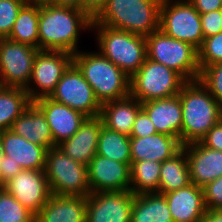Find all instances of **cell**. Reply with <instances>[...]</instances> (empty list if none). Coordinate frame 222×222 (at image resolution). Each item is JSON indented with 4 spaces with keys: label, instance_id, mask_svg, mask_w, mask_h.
Listing matches in <instances>:
<instances>
[{
    "label": "cell",
    "instance_id": "obj_1",
    "mask_svg": "<svg viewBox=\"0 0 222 222\" xmlns=\"http://www.w3.org/2000/svg\"><path fill=\"white\" fill-rule=\"evenodd\" d=\"M92 21L81 9L39 3V50L77 53L79 31L92 29Z\"/></svg>",
    "mask_w": 222,
    "mask_h": 222
},
{
    "label": "cell",
    "instance_id": "obj_2",
    "mask_svg": "<svg viewBox=\"0 0 222 222\" xmlns=\"http://www.w3.org/2000/svg\"><path fill=\"white\" fill-rule=\"evenodd\" d=\"M178 95L182 106L181 145L199 142L222 119V105L199 79L187 81Z\"/></svg>",
    "mask_w": 222,
    "mask_h": 222
},
{
    "label": "cell",
    "instance_id": "obj_3",
    "mask_svg": "<svg viewBox=\"0 0 222 222\" xmlns=\"http://www.w3.org/2000/svg\"><path fill=\"white\" fill-rule=\"evenodd\" d=\"M162 0H107L92 25L148 36L159 29Z\"/></svg>",
    "mask_w": 222,
    "mask_h": 222
},
{
    "label": "cell",
    "instance_id": "obj_4",
    "mask_svg": "<svg viewBox=\"0 0 222 222\" xmlns=\"http://www.w3.org/2000/svg\"><path fill=\"white\" fill-rule=\"evenodd\" d=\"M73 63L92 87L100 104L130 95V77L100 52H77Z\"/></svg>",
    "mask_w": 222,
    "mask_h": 222
},
{
    "label": "cell",
    "instance_id": "obj_5",
    "mask_svg": "<svg viewBox=\"0 0 222 222\" xmlns=\"http://www.w3.org/2000/svg\"><path fill=\"white\" fill-rule=\"evenodd\" d=\"M98 31L99 52L129 77L138 71L147 57L145 36L105 25H91Z\"/></svg>",
    "mask_w": 222,
    "mask_h": 222
},
{
    "label": "cell",
    "instance_id": "obj_6",
    "mask_svg": "<svg viewBox=\"0 0 222 222\" xmlns=\"http://www.w3.org/2000/svg\"><path fill=\"white\" fill-rule=\"evenodd\" d=\"M145 38L148 59L176 71L186 81L199 79L197 48L190 43L166 35L161 29L152 32Z\"/></svg>",
    "mask_w": 222,
    "mask_h": 222
},
{
    "label": "cell",
    "instance_id": "obj_7",
    "mask_svg": "<svg viewBox=\"0 0 222 222\" xmlns=\"http://www.w3.org/2000/svg\"><path fill=\"white\" fill-rule=\"evenodd\" d=\"M44 172L52 195L87 197L91 193L88 167L74 161L58 146L47 150Z\"/></svg>",
    "mask_w": 222,
    "mask_h": 222
},
{
    "label": "cell",
    "instance_id": "obj_8",
    "mask_svg": "<svg viewBox=\"0 0 222 222\" xmlns=\"http://www.w3.org/2000/svg\"><path fill=\"white\" fill-rule=\"evenodd\" d=\"M187 81L176 71L146 57L130 77V96L147 102L178 95Z\"/></svg>",
    "mask_w": 222,
    "mask_h": 222
},
{
    "label": "cell",
    "instance_id": "obj_9",
    "mask_svg": "<svg viewBox=\"0 0 222 222\" xmlns=\"http://www.w3.org/2000/svg\"><path fill=\"white\" fill-rule=\"evenodd\" d=\"M159 29L166 35L199 49L204 41L200 13L189 0H162Z\"/></svg>",
    "mask_w": 222,
    "mask_h": 222
},
{
    "label": "cell",
    "instance_id": "obj_10",
    "mask_svg": "<svg viewBox=\"0 0 222 222\" xmlns=\"http://www.w3.org/2000/svg\"><path fill=\"white\" fill-rule=\"evenodd\" d=\"M49 98L80 111L87 117L100 116L102 105L96 98L92 87L73 62L65 70Z\"/></svg>",
    "mask_w": 222,
    "mask_h": 222
},
{
    "label": "cell",
    "instance_id": "obj_11",
    "mask_svg": "<svg viewBox=\"0 0 222 222\" xmlns=\"http://www.w3.org/2000/svg\"><path fill=\"white\" fill-rule=\"evenodd\" d=\"M39 49L0 38V86L25 88L30 81Z\"/></svg>",
    "mask_w": 222,
    "mask_h": 222
},
{
    "label": "cell",
    "instance_id": "obj_12",
    "mask_svg": "<svg viewBox=\"0 0 222 222\" xmlns=\"http://www.w3.org/2000/svg\"><path fill=\"white\" fill-rule=\"evenodd\" d=\"M72 62L73 54L69 52L38 50L29 84L24 88L29 99L34 102L39 98L49 97ZM31 82L36 88L30 86Z\"/></svg>",
    "mask_w": 222,
    "mask_h": 222
},
{
    "label": "cell",
    "instance_id": "obj_13",
    "mask_svg": "<svg viewBox=\"0 0 222 222\" xmlns=\"http://www.w3.org/2000/svg\"><path fill=\"white\" fill-rule=\"evenodd\" d=\"M2 187L34 216L52 195L44 170L23 169Z\"/></svg>",
    "mask_w": 222,
    "mask_h": 222
},
{
    "label": "cell",
    "instance_id": "obj_14",
    "mask_svg": "<svg viewBox=\"0 0 222 222\" xmlns=\"http://www.w3.org/2000/svg\"><path fill=\"white\" fill-rule=\"evenodd\" d=\"M134 196L130 190L90 193L86 222H130Z\"/></svg>",
    "mask_w": 222,
    "mask_h": 222
},
{
    "label": "cell",
    "instance_id": "obj_15",
    "mask_svg": "<svg viewBox=\"0 0 222 222\" xmlns=\"http://www.w3.org/2000/svg\"><path fill=\"white\" fill-rule=\"evenodd\" d=\"M87 167L91 193L130 190L131 164L96 154Z\"/></svg>",
    "mask_w": 222,
    "mask_h": 222
},
{
    "label": "cell",
    "instance_id": "obj_16",
    "mask_svg": "<svg viewBox=\"0 0 222 222\" xmlns=\"http://www.w3.org/2000/svg\"><path fill=\"white\" fill-rule=\"evenodd\" d=\"M187 157L189 177L200 188L222 176V151L204 146L200 141L181 147Z\"/></svg>",
    "mask_w": 222,
    "mask_h": 222
},
{
    "label": "cell",
    "instance_id": "obj_17",
    "mask_svg": "<svg viewBox=\"0 0 222 222\" xmlns=\"http://www.w3.org/2000/svg\"><path fill=\"white\" fill-rule=\"evenodd\" d=\"M33 103L45 115L56 145L71 138L87 118L80 111L56 102L49 97L39 98Z\"/></svg>",
    "mask_w": 222,
    "mask_h": 222
},
{
    "label": "cell",
    "instance_id": "obj_18",
    "mask_svg": "<svg viewBox=\"0 0 222 222\" xmlns=\"http://www.w3.org/2000/svg\"><path fill=\"white\" fill-rule=\"evenodd\" d=\"M103 126L100 116L87 117L79 130L57 146L74 161L86 166L96 156L99 134Z\"/></svg>",
    "mask_w": 222,
    "mask_h": 222
},
{
    "label": "cell",
    "instance_id": "obj_19",
    "mask_svg": "<svg viewBox=\"0 0 222 222\" xmlns=\"http://www.w3.org/2000/svg\"><path fill=\"white\" fill-rule=\"evenodd\" d=\"M174 222H201L207 211L203 188L195 184L163 194Z\"/></svg>",
    "mask_w": 222,
    "mask_h": 222
},
{
    "label": "cell",
    "instance_id": "obj_20",
    "mask_svg": "<svg viewBox=\"0 0 222 222\" xmlns=\"http://www.w3.org/2000/svg\"><path fill=\"white\" fill-rule=\"evenodd\" d=\"M157 133L168 134L181 143L182 106L179 95L143 102Z\"/></svg>",
    "mask_w": 222,
    "mask_h": 222
},
{
    "label": "cell",
    "instance_id": "obj_21",
    "mask_svg": "<svg viewBox=\"0 0 222 222\" xmlns=\"http://www.w3.org/2000/svg\"><path fill=\"white\" fill-rule=\"evenodd\" d=\"M2 145L5 156L19 163L23 169L44 170L47 149L34 144L24 137L7 129L1 132Z\"/></svg>",
    "mask_w": 222,
    "mask_h": 222
},
{
    "label": "cell",
    "instance_id": "obj_22",
    "mask_svg": "<svg viewBox=\"0 0 222 222\" xmlns=\"http://www.w3.org/2000/svg\"><path fill=\"white\" fill-rule=\"evenodd\" d=\"M87 199L79 196L51 195L35 216V222H86Z\"/></svg>",
    "mask_w": 222,
    "mask_h": 222
},
{
    "label": "cell",
    "instance_id": "obj_23",
    "mask_svg": "<svg viewBox=\"0 0 222 222\" xmlns=\"http://www.w3.org/2000/svg\"><path fill=\"white\" fill-rule=\"evenodd\" d=\"M181 143L168 134L156 133L146 137H130L131 160L164 162L181 149Z\"/></svg>",
    "mask_w": 222,
    "mask_h": 222
},
{
    "label": "cell",
    "instance_id": "obj_24",
    "mask_svg": "<svg viewBox=\"0 0 222 222\" xmlns=\"http://www.w3.org/2000/svg\"><path fill=\"white\" fill-rule=\"evenodd\" d=\"M10 130L34 144L45 147L47 150L57 146L52 138L45 115L33 102L13 122Z\"/></svg>",
    "mask_w": 222,
    "mask_h": 222
},
{
    "label": "cell",
    "instance_id": "obj_25",
    "mask_svg": "<svg viewBox=\"0 0 222 222\" xmlns=\"http://www.w3.org/2000/svg\"><path fill=\"white\" fill-rule=\"evenodd\" d=\"M141 109V102L129 95L126 98L102 104L100 117L103 125L108 129L130 136Z\"/></svg>",
    "mask_w": 222,
    "mask_h": 222
},
{
    "label": "cell",
    "instance_id": "obj_26",
    "mask_svg": "<svg viewBox=\"0 0 222 222\" xmlns=\"http://www.w3.org/2000/svg\"><path fill=\"white\" fill-rule=\"evenodd\" d=\"M130 222H174L166 198L158 193L134 196Z\"/></svg>",
    "mask_w": 222,
    "mask_h": 222
},
{
    "label": "cell",
    "instance_id": "obj_27",
    "mask_svg": "<svg viewBox=\"0 0 222 222\" xmlns=\"http://www.w3.org/2000/svg\"><path fill=\"white\" fill-rule=\"evenodd\" d=\"M190 183L186 153L181 148L171 158L162 162L158 194L163 195L181 189Z\"/></svg>",
    "mask_w": 222,
    "mask_h": 222
},
{
    "label": "cell",
    "instance_id": "obj_28",
    "mask_svg": "<svg viewBox=\"0 0 222 222\" xmlns=\"http://www.w3.org/2000/svg\"><path fill=\"white\" fill-rule=\"evenodd\" d=\"M39 3L27 2L18 14L8 39L39 49Z\"/></svg>",
    "mask_w": 222,
    "mask_h": 222
},
{
    "label": "cell",
    "instance_id": "obj_29",
    "mask_svg": "<svg viewBox=\"0 0 222 222\" xmlns=\"http://www.w3.org/2000/svg\"><path fill=\"white\" fill-rule=\"evenodd\" d=\"M31 103L24 88L0 86V132L10 129Z\"/></svg>",
    "mask_w": 222,
    "mask_h": 222
},
{
    "label": "cell",
    "instance_id": "obj_30",
    "mask_svg": "<svg viewBox=\"0 0 222 222\" xmlns=\"http://www.w3.org/2000/svg\"><path fill=\"white\" fill-rule=\"evenodd\" d=\"M162 162L134 161L131 164L130 191L134 194L158 193Z\"/></svg>",
    "mask_w": 222,
    "mask_h": 222
},
{
    "label": "cell",
    "instance_id": "obj_31",
    "mask_svg": "<svg viewBox=\"0 0 222 222\" xmlns=\"http://www.w3.org/2000/svg\"><path fill=\"white\" fill-rule=\"evenodd\" d=\"M96 154L122 163L132 164L130 136L110 130L103 125L99 134Z\"/></svg>",
    "mask_w": 222,
    "mask_h": 222
},
{
    "label": "cell",
    "instance_id": "obj_32",
    "mask_svg": "<svg viewBox=\"0 0 222 222\" xmlns=\"http://www.w3.org/2000/svg\"><path fill=\"white\" fill-rule=\"evenodd\" d=\"M0 222H35V216L0 187Z\"/></svg>",
    "mask_w": 222,
    "mask_h": 222
},
{
    "label": "cell",
    "instance_id": "obj_33",
    "mask_svg": "<svg viewBox=\"0 0 222 222\" xmlns=\"http://www.w3.org/2000/svg\"><path fill=\"white\" fill-rule=\"evenodd\" d=\"M198 62L200 71L208 65L222 62V31L204 38L198 49Z\"/></svg>",
    "mask_w": 222,
    "mask_h": 222
},
{
    "label": "cell",
    "instance_id": "obj_34",
    "mask_svg": "<svg viewBox=\"0 0 222 222\" xmlns=\"http://www.w3.org/2000/svg\"><path fill=\"white\" fill-rule=\"evenodd\" d=\"M27 0H0V38H7Z\"/></svg>",
    "mask_w": 222,
    "mask_h": 222
},
{
    "label": "cell",
    "instance_id": "obj_35",
    "mask_svg": "<svg viewBox=\"0 0 222 222\" xmlns=\"http://www.w3.org/2000/svg\"><path fill=\"white\" fill-rule=\"evenodd\" d=\"M199 80L222 105V62L204 67L200 71Z\"/></svg>",
    "mask_w": 222,
    "mask_h": 222
},
{
    "label": "cell",
    "instance_id": "obj_36",
    "mask_svg": "<svg viewBox=\"0 0 222 222\" xmlns=\"http://www.w3.org/2000/svg\"><path fill=\"white\" fill-rule=\"evenodd\" d=\"M207 209H222V176L203 187Z\"/></svg>",
    "mask_w": 222,
    "mask_h": 222
},
{
    "label": "cell",
    "instance_id": "obj_37",
    "mask_svg": "<svg viewBox=\"0 0 222 222\" xmlns=\"http://www.w3.org/2000/svg\"><path fill=\"white\" fill-rule=\"evenodd\" d=\"M204 38L222 31V9L200 14Z\"/></svg>",
    "mask_w": 222,
    "mask_h": 222
},
{
    "label": "cell",
    "instance_id": "obj_38",
    "mask_svg": "<svg viewBox=\"0 0 222 222\" xmlns=\"http://www.w3.org/2000/svg\"><path fill=\"white\" fill-rule=\"evenodd\" d=\"M156 133V127L153 125L146 111L142 108L137 114L130 137H146Z\"/></svg>",
    "mask_w": 222,
    "mask_h": 222
},
{
    "label": "cell",
    "instance_id": "obj_39",
    "mask_svg": "<svg viewBox=\"0 0 222 222\" xmlns=\"http://www.w3.org/2000/svg\"><path fill=\"white\" fill-rule=\"evenodd\" d=\"M200 142L208 148L222 151V119L206 133Z\"/></svg>",
    "mask_w": 222,
    "mask_h": 222
},
{
    "label": "cell",
    "instance_id": "obj_40",
    "mask_svg": "<svg viewBox=\"0 0 222 222\" xmlns=\"http://www.w3.org/2000/svg\"><path fill=\"white\" fill-rule=\"evenodd\" d=\"M23 168L19 163L10 160V157L4 156L0 162V187L19 174Z\"/></svg>",
    "mask_w": 222,
    "mask_h": 222
},
{
    "label": "cell",
    "instance_id": "obj_41",
    "mask_svg": "<svg viewBox=\"0 0 222 222\" xmlns=\"http://www.w3.org/2000/svg\"><path fill=\"white\" fill-rule=\"evenodd\" d=\"M189 2L200 14L222 9V0H189Z\"/></svg>",
    "mask_w": 222,
    "mask_h": 222
},
{
    "label": "cell",
    "instance_id": "obj_42",
    "mask_svg": "<svg viewBox=\"0 0 222 222\" xmlns=\"http://www.w3.org/2000/svg\"><path fill=\"white\" fill-rule=\"evenodd\" d=\"M107 0H80V9L85 11L92 19L105 6Z\"/></svg>",
    "mask_w": 222,
    "mask_h": 222
},
{
    "label": "cell",
    "instance_id": "obj_43",
    "mask_svg": "<svg viewBox=\"0 0 222 222\" xmlns=\"http://www.w3.org/2000/svg\"><path fill=\"white\" fill-rule=\"evenodd\" d=\"M201 222H222V209H207Z\"/></svg>",
    "mask_w": 222,
    "mask_h": 222
},
{
    "label": "cell",
    "instance_id": "obj_44",
    "mask_svg": "<svg viewBox=\"0 0 222 222\" xmlns=\"http://www.w3.org/2000/svg\"><path fill=\"white\" fill-rule=\"evenodd\" d=\"M49 3L58 6L80 9V0H51Z\"/></svg>",
    "mask_w": 222,
    "mask_h": 222
},
{
    "label": "cell",
    "instance_id": "obj_45",
    "mask_svg": "<svg viewBox=\"0 0 222 222\" xmlns=\"http://www.w3.org/2000/svg\"><path fill=\"white\" fill-rule=\"evenodd\" d=\"M5 156L3 145H2V139H1V132H0V162L2 161L3 157Z\"/></svg>",
    "mask_w": 222,
    "mask_h": 222
},
{
    "label": "cell",
    "instance_id": "obj_46",
    "mask_svg": "<svg viewBox=\"0 0 222 222\" xmlns=\"http://www.w3.org/2000/svg\"><path fill=\"white\" fill-rule=\"evenodd\" d=\"M51 0H27L29 3H49Z\"/></svg>",
    "mask_w": 222,
    "mask_h": 222
}]
</instances>
